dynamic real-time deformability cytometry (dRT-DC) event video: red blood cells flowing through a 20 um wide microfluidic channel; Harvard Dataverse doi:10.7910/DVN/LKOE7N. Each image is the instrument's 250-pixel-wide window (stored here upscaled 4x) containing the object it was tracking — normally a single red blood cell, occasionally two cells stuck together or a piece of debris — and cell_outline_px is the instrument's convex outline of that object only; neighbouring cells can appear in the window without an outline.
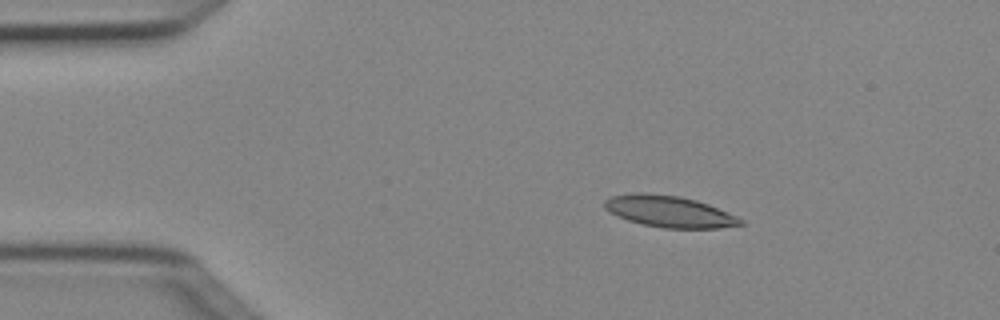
{"species": "Egyptian fruit bat (a non-hibernating species)", "species_latin": "Rousettus aegyptiacus", "temperature_condition": "cold", "stored_images_in_passage": 3, "camera_frame_rate_fps": 3000, "um_per_image_px": 0.085, "animal": {"sex": "female"}, "frame": {"image": 1, "passage_image": 2, "time_ms": 0.333, "image_size_px": [1000, 320], "cell_outline_px": [[744, 224], [720, 228], [664, 228], [640, 224], [616, 216], [604, 208], [604, 200], [612, 196], [632, 192], [644, 192], [680, 196], [696, 200], [708, 204], [736, 216], [744, 220]], "centroid_in_image_um": [56.85, 17.97], "position_along_channel_um": 28.1, "area_um2": 25.09}}